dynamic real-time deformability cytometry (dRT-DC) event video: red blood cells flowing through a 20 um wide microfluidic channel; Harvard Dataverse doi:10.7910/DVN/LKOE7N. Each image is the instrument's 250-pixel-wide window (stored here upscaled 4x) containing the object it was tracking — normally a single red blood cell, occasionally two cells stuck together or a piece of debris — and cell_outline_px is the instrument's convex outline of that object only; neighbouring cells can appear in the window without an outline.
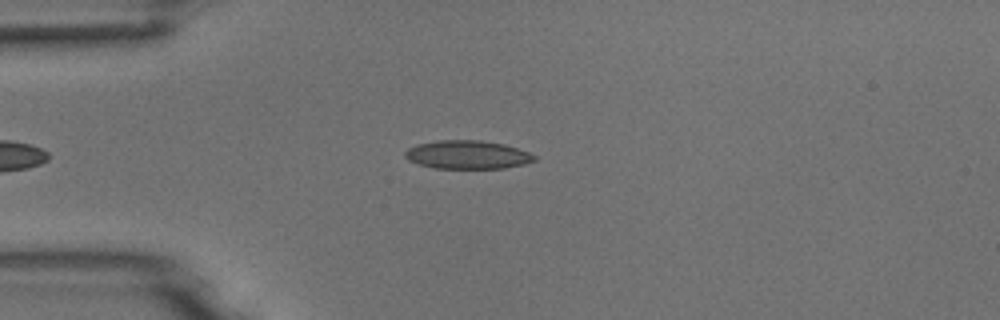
{"species": "common noctule bat (a hibernating species)", "species_latin": "Nyctalus noctula", "temperature_condition": "room temperature", "stored_images_in_passage": 6, "camera_frame_rate_fps": 3000, "um_per_image_px": 0.085, "animal": {"sex": "male", "body_mass_g": 18.8}, "frame": {"image": 1, "passage_image": 6, "time_ms": 6.0, "image_size_px": [1000, 320], "cell_outline_px": [[536, 160], [524, 164], [504, 168], [436, 168], [416, 164], [408, 160], [404, 156], [404, 152], [408, 148], [416, 144], [436, 140], [480, 140], [504, 144], [528, 152], [536, 156]], "centroid_in_image_um": [39.69, 13.15], "position_along_channel_um": 45.3, "area_um2": 21.5}}